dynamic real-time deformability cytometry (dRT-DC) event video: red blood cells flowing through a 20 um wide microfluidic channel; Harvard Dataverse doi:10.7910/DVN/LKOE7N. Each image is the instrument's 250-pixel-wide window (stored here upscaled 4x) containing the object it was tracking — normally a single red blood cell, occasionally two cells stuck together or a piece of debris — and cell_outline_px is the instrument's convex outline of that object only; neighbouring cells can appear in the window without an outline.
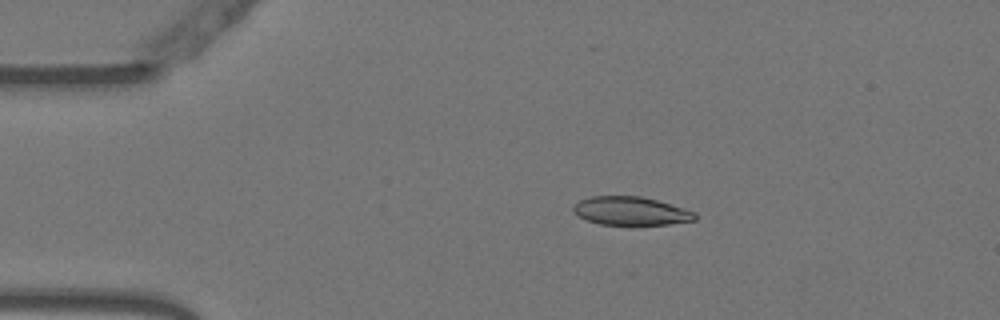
{"species": "Egyptian fruit bat (a non-hibernating species)", "species_latin": "Rousettus aegyptiacus", "temperature_condition": "warm", "stored_images_in_passage": 45, "camera_frame_rate_fps": 3000, "um_per_image_px": 0.085, "animal": {"sex": "female"}, "frame": {"image": 1, "passage_image": 2, "time_ms": 0.333, "image_size_px": [1000, 320], "cell_outline_px": [[696, 220], [668, 224], [632, 228], [600, 224], [576, 216], [572, 212], [572, 208], [580, 200], [592, 196], [640, 196], [656, 200], [684, 208], [696, 212]], "centroid_in_image_um": [53.61, 17.98], "position_along_channel_um": 31.4, "area_um2": 20.98}}
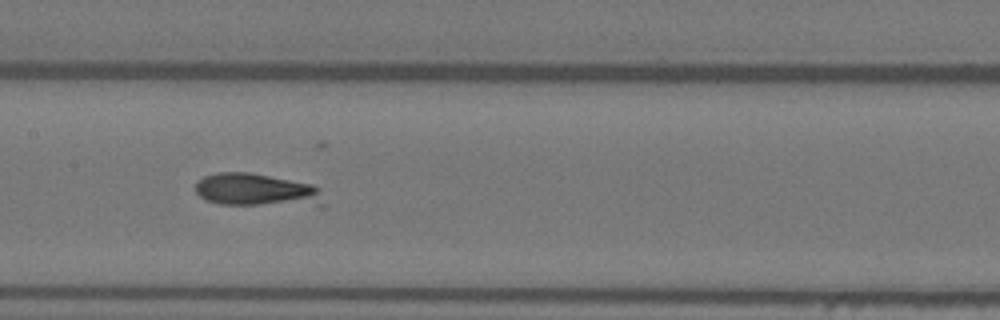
{"frame": {"image": 2, "passage_image": 18, "time_ms": 5.667, "image_size_px": [1000, 320], "cell_outline_px": [[324, 208], [320, 208], [220, 204], [204, 200], [196, 192], [196, 184], [204, 176], [216, 172], [248, 172], [312, 184], [320, 188], [324, 204]], "centroid_in_image_um": [21.93, 16.21], "position_along_channel_um": 185.5, "area_um2": 25.55}}
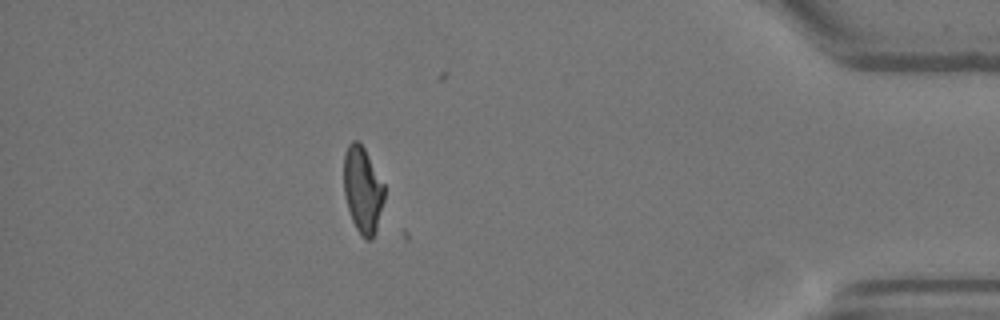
{"frame": {"image": 3, "passage_image": 39, "time_ms": 12.667, "image_size_px": [1000, 320], "cell_outline_px": [[384, 200], [376, 228], [372, 240], [368, 240], [356, 228], [352, 220], [344, 196], [344, 152], [348, 144], [352, 140], [356, 140], [364, 148], [384, 184]], "centroid_in_image_um": [30.81, 16.1], "position_along_channel_um": 404.4, "area_um2": 20.11}}